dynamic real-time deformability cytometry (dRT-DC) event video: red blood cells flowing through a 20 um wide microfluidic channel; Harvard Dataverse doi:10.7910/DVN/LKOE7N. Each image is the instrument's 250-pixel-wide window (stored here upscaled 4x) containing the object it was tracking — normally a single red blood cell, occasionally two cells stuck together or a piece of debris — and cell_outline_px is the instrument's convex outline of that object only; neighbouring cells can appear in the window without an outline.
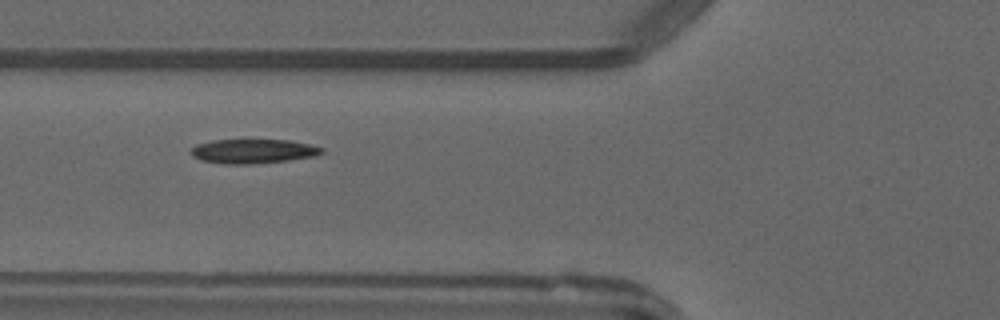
{"species": "common noctule bat (a hibernating species)", "species_latin": "Nyctalus noctula", "temperature_condition": "warm", "stored_images_in_passage": 6, "camera_frame_rate_fps": 3000, "um_per_image_px": 0.085, "animal": {"sex": "male", "forearm_length_mm": 52.5}, "frame": {"image": 1, "passage_image": 6, "time_ms": 6.667, "image_size_px": [1000, 320], "cell_outline_px": [[324, 152], [316, 156], [288, 160], [248, 164], [228, 164], [204, 160], [192, 156], [188, 152], [196, 144], [212, 140], [288, 140], [308, 144], [324, 148]], "centroid_in_image_um": [21.51, 12.85], "position_along_channel_um": 104.3, "area_um2": 18.38}}